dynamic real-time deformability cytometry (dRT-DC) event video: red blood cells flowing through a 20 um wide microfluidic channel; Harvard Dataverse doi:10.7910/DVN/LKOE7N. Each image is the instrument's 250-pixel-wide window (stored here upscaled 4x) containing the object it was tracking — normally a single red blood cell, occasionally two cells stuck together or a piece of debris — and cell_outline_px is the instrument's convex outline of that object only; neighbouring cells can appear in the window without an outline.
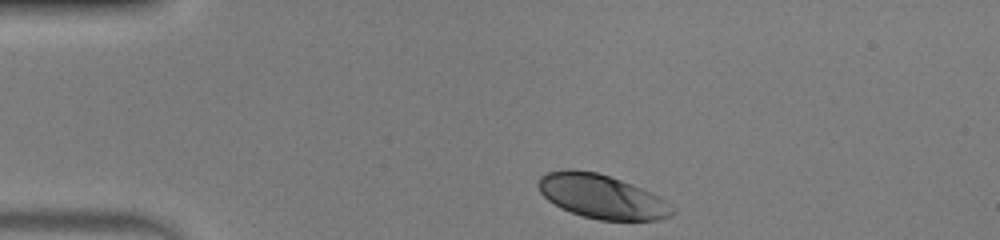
{"species": "human", "species_latin": "Homo sapiens", "temperature_condition": "warm", "stored_images_in_passage": 33, "camera_frame_rate_fps": 3000, "um_per_image_px": 0.085, "donor": {"sex": "male"}, "frame": {"image": 1, "passage_image": 1, "time_ms": 0.0, "image_size_px": [1000, 240], "cell_outline_px": [[676, 212], [672, 216], [660, 220], [600, 220], [584, 216], [560, 208], [548, 200], [540, 192], [536, 184], [540, 176], [548, 172], [568, 168], [572, 168], [596, 172], [632, 184], [652, 192], [660, 196], [676, 208]], "centroid_in_image_um": [51.17, 16.7], "position_along_channel_um": 33.8, "area_um2": 34.68}}
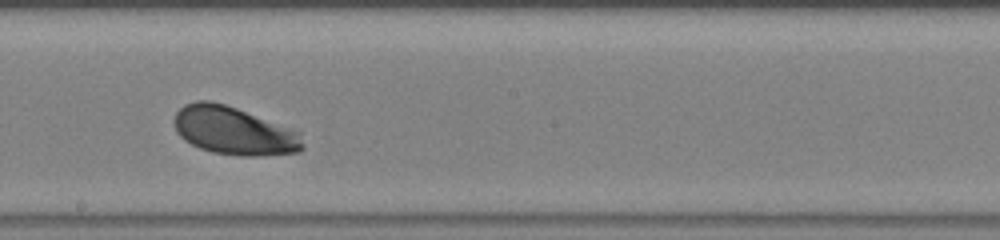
{"frame": {"image": 2, "passage_image": 19, "time_ms": 6.0, "image_size_px": [1000, 240], "cell_outline_px": [[304, 148], [300, 152], [256, 156], [240, 156], [212, 152], [200, 148], [184, 140], [176, 132], [176, 112], [184, 104], [196, 100], [208, 100], [224, 104], [300, 128], [304, 144]], "centroid_in_image_um": [19.99, 11.11], "position_along_channel_um": 228.2, "area_um2": 36.82}}
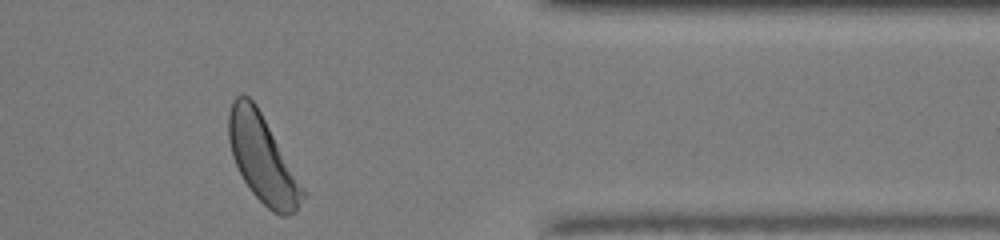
{"frame": {"image": 3, "passage_image": 32, "time_ms": 10.333, "image_size_px": [1000, 240], "cell_outline_px": [[308, 192], [296, 212], [288, 216], [280, 216], [272, 212], [252, 192], [244, 180], [232, 156], [228, 140], [228, 112], [232, 100], [236, 96], [248, 96], [256, 104]], "centroid_in_image_um": [22.35, 13.52], "position_along_channel_um": 389.1, "area_um2": 37.92}, "authors_computed_cell_mechanics": {"area_um2": 35.0268, "velocity_mm_per_s": 4.1309, "shape_relaxation_time_tau1_ms": 1.7203, "shape_relaxation_time_tau2_ms": null, "deformation_change_tau1": 0.1315, "deformation_change_tau2": null}}